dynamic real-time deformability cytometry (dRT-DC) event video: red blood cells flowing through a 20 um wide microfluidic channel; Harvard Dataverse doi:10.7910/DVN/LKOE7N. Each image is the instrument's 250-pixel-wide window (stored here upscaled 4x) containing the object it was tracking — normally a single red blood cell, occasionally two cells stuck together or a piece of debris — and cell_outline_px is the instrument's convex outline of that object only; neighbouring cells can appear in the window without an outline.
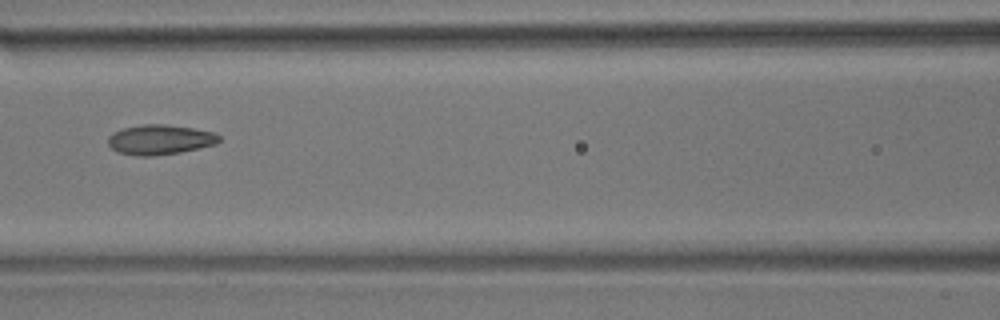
{"species": "common noctule bat (a hibernating species)", "species_latin": "Nyctalus noctula", "temperature_condition": "room temperature", "stored_images_in_passage": 8, "camera_frame_rate_fps": 3000, "um_per_image_px": 0.085, "animal": {"sex": "male", "body_mass_g": 17.9}, "frame": {"image": 1, "passage_image": 7, "time_ms": 2.0, "image_size_px": [1000, 320], "cell_outline_px": [[220, 140], [216, 144], [180, 152], [156, 156], [136, 156], [116, 152], [108, 144], [108, 136], [112, 132], [124, 128], [144, 124], [164, 124], [192, 128], [216, 132], [220, 136]], "centroid_in_image_um": [13.58, 11.87], "position_along_channel_um": 153.0, "area_um2": 19.48}}
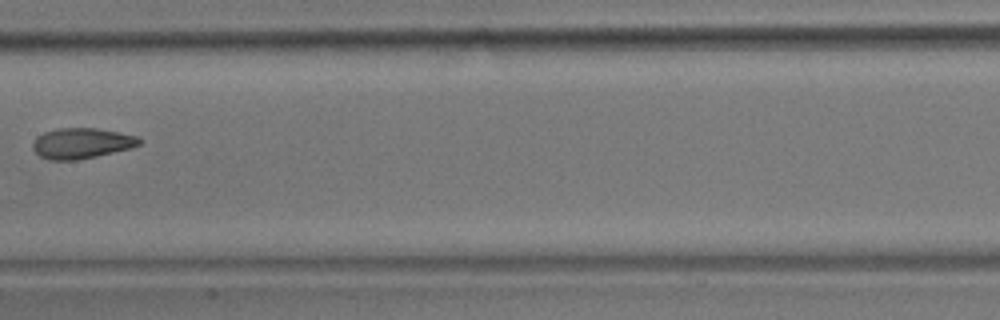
{"frame": {"image": 2, "passage_image": 8, "time_ms": 2.333, "image_size_px": [1000, 320], "cell_outline_px": [[140, 144], [132, 148], [96, 156], [76, 160], [48, 160], [40, 156], [32, 148], [32, 144], [36, 136], [44, 132], [60, 128], [96, 128], [120, 132], [136, 136], [140, 140]], "centroid_in_image_um": [6.91, 12.18], "position_along_channel_um": 200.5, "area_um2": 18.96}}